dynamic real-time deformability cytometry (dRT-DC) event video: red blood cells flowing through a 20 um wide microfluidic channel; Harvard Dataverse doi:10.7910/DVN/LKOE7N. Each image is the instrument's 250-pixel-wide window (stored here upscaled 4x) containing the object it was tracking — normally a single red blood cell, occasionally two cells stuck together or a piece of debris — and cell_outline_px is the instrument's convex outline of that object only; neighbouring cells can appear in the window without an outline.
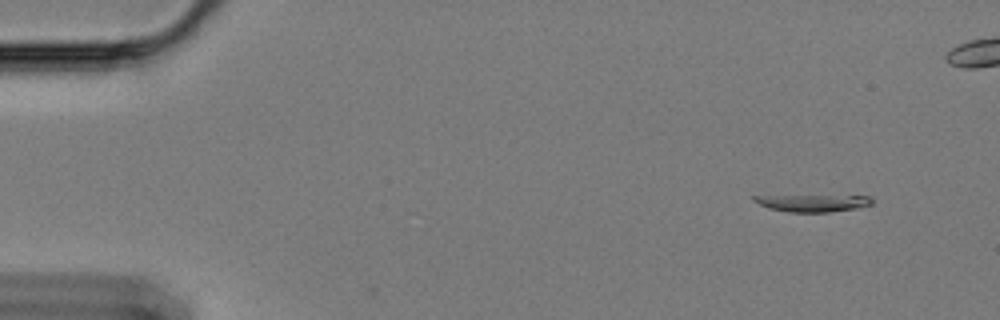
{"species": "Egyptian fruit bat (a non-hibernating species)", "species_latin": "Rousettus aegyptiacus", "temperature_condition": "cold", "stored_images_in_passage": 2, "segment_of_instrument_passage": [2, 2], "camera_frame_rate_fps": 3000, "um_per_image_px": 0.085, "animal": {"sex": "female"}, "frame": {"image": 1, "passage_image": 2, "time_ms": 0.333, "image_size_px": [1000, 320], "cell_outline_px": [[872, 204], [856, 208], [828, 212], [788, 212], [768, 208], [752, 200], [752, 196], [872, 196]], "centroid_in_image_um": [69.09, 17.26], "position_along_channel_um": 15.9, "area_um2": 11.56}}